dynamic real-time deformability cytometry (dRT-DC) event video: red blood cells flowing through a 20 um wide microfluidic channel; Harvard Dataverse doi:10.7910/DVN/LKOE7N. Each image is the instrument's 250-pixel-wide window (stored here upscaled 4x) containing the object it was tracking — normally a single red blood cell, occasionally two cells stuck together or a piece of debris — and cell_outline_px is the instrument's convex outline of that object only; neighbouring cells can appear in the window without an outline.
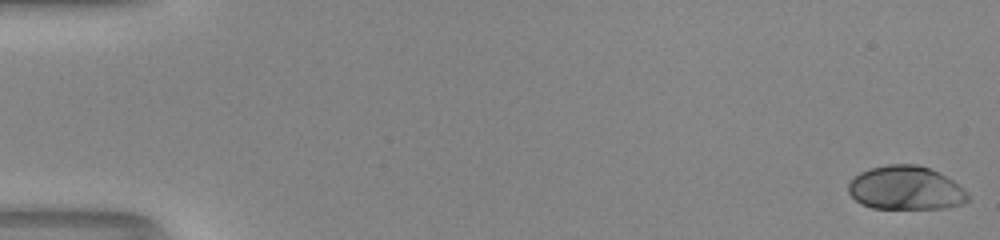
{"species": "human", "species_latin": "Homo sapiens", "temperature_condition": "room temperature", "stored_images_in_passage": 52, "camera_frame_rate_fps": 3000, "um_per_image_px": 0.085, "donor": {"sex": "male"}, "frame": {"image": 1, "passage_image": 1, "time_ms": 0.0, "image_size_px": [1000, 240], "cell_outline_px": [[968, 200], [960, 204], [944, 208], [872, 208], [860, 204], [848, 192], [848, 184], [860, 172], [872, 168], [888, 164], [916, 164], [928, 168], [952, 180], [968, 192]], "centroid_in_image_um": [76.97, 15.99], "position_along_channel_um": 8.0, "area_um2": 30.11}}
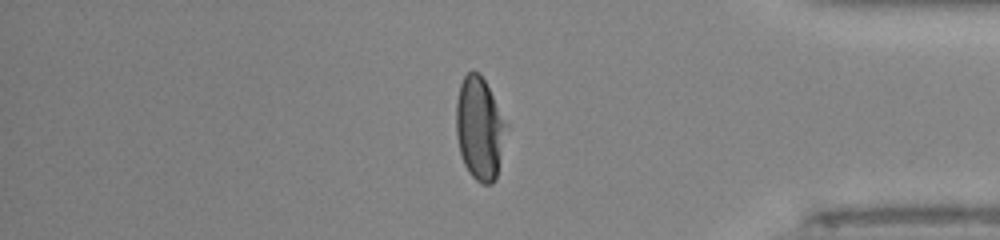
{"frame": {"image": 2, "passage_image": 44, "time_ms": 14.333, "image_size_px": [1000, 240], "cell_outline_px": [[508, 124], [496, 180], [492, 184], [480, 184], [468, 172], [464, 164], [460, 152], [456, 136], [456, 100], [460, 84], [464, 76], [472, 68], [480, 72]], "centroid_in_image_um": [40.76, 10.91], "position_along_channel_um": 394.4, "area_um2": 30.4}}
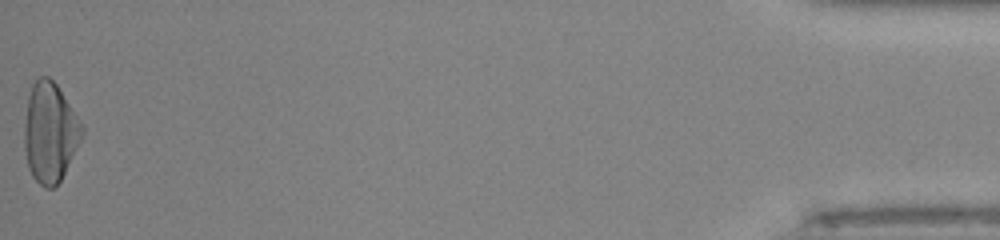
{"frame": {"image": 3, "passage_image": 52, "time_ms": 17.0, "image_size_px": [1000, 240], "cell_outline_px": [[84, 132], [60, 180], [52, 188], [44, 188], [32, 176], [28, 168], [24, 148], [24, 124], [28, 96], [32, 84], [40, 76], [48, 76], [56, 84], [84, 124]], "centroid_in_image_um": [4.23, 11.23], "position_along_channel_um": 431.0, "area_um2": 33.41}, "authors_computed_cell_mechanics": {"area_um2": 30.5762, "velocity_mm_per_s": 4.122, "shape_relaxation_time_tau1_ms": 4.2344, "shape_relaxation_time_tau2_ms": null, "deformation_change_tau1": 0.2252, "deformation_change_tau2": null}}